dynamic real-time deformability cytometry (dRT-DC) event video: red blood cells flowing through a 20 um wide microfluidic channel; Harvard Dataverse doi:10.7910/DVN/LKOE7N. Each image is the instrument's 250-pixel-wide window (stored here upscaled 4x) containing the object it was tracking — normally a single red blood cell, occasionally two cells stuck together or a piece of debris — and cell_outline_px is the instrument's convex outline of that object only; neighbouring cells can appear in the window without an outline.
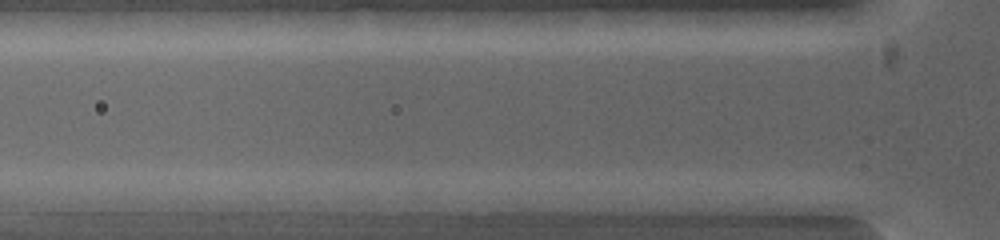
{"species": "common noctule bat (a hibernating species)", "species_latin": "Nyctalus noctula", "temperature_condition": "warm", "stored_images_in_passage": 3, "camera_frame_rate_fps": 5000, "um_per_image_px": 0.085, "animal": {"sex": "female", "body_mass_g": 19.0, "forearm_length_mm": 53.3}, "frame": {"image": 1, "passage_image": 3, "time_ms": 0.4, "image_size_px": [1000, 240], "cell_outline_px": [[680, 200], [652, 208], [588, 208], [540, 200], [560, 192], [652, 192]], "centroid_in_image_um": [51.94, 16.97], "position_along_channel_um": 73.9, "area_um2": 12.6}}